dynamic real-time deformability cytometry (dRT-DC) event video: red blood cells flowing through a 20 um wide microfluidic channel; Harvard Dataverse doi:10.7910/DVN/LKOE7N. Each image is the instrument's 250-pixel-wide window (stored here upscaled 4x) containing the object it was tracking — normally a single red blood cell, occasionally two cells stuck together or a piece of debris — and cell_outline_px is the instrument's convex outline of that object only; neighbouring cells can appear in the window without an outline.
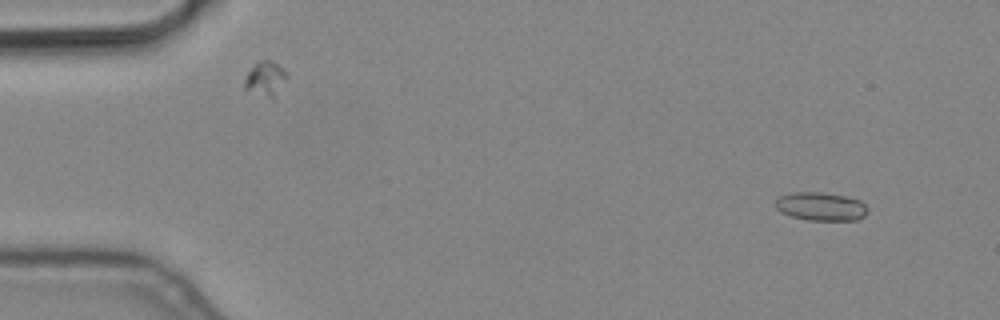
{"species": "common noctule bat (a hibernating species)", "species_latin": "Nyctalus noctula", "temperature_condition": "cold", "stored_images_in_passage": 4, "camera_frame_rate_fps": 3000, "um_per_image_px": 0.085, "animal": {"sex": "male", "body_mass_g": 19.2, "forearm_length_mm": 51.8}, "frame": {"image": 1, "passage_image": 1, "time_ms": 0.0, "image_size_px": [1000, 320], "cell_outline_px": [[868, 208], [864, 216], [860, 220], [808, 220], [792, 216], [780, 212], [776, 208], [776, 200], [780, 196], [796, 192], [820, 192], [844, 196], [860, 200]], "centroid_in_image_um": [69.79, 17.55], "position_along_channel_um": 15.2, "area_um2": 15.14}}